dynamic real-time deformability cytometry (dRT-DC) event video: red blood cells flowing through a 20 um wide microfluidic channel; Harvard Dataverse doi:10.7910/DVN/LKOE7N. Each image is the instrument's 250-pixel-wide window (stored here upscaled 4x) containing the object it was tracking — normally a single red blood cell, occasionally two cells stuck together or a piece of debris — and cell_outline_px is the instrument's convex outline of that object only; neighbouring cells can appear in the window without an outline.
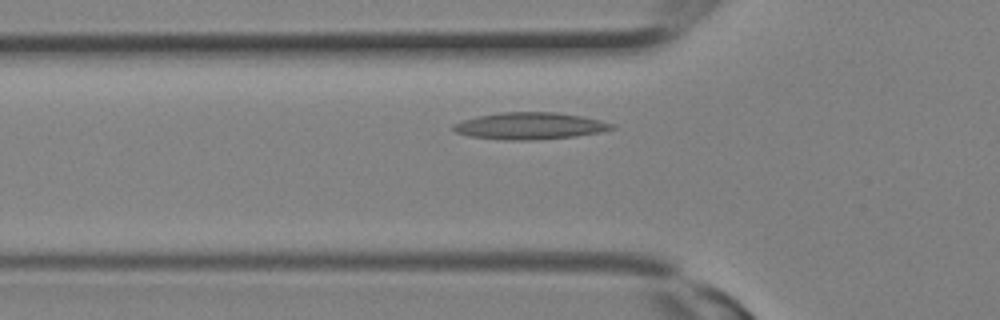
{"species": "Egyptian fruit bat (a non-hibernating species)", "species_latin": "Rousettus aegyptiacus", "temperature_condition": "room temperature", "stored_images_in_passage": 12, "camera_frame_rate_fps": 3000, "um_per_image_px": 0.085, "animal": {"sex": "female"}, "frame": {"image": 1, "passage_image": 6, "time_ms": 1.667, "image_size_px": [1000, 320], "cell_outline_px": [[616, 128], [600, 132], [576, 136], [532, 140], [508, 140], [468, 136], [456, 132], [452, 128], [452, 124], [464, 120], [480, 116], [504, 112], [556, 112], [580, 116], [600, 120], [612, 124]], "centroid_in_image_um": [45.04, 10.71], "position_along_channel_um": 80.8, "area_um2": 24.57}}
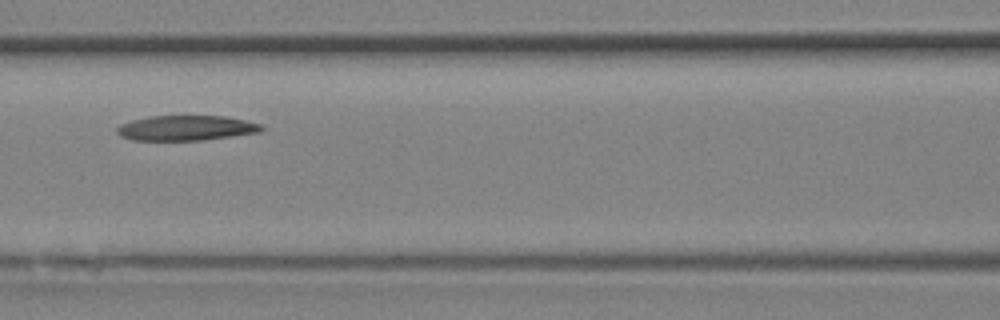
{"frame": {"image": 2, "passage_image": 9, "time_ms": 2.667, "image_size_px": [1000, 320], "cell_outline_px": [[264, 128], [260, 132], [200, 140], [132, 140], [120, 136], [116, 132], [116, 128], [120, 124], [132, 120], [148, 116], [224, 116], [244, 120], [260, 124]], "centroid_in_image_um": [15.76, 10.88], "position_along_channel_um": 150.8, "area_um2": 20.98}}
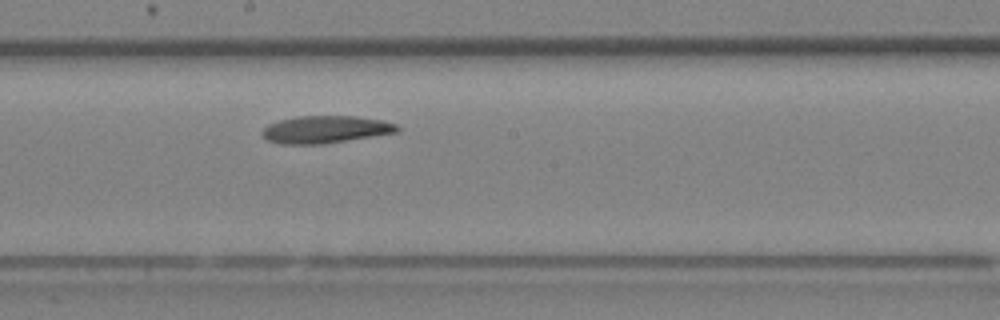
{"frame": {"image": 3, "passage_image": 12, "time_ms": 3.667, "image_size_px": [1000, 320], "cell_outline_px": [[400, 132], [324, 144], [280, 144], [268, 140], [264, 136], [264, 128], [268, 124], [280, 120], [296, 116], [356, 116], [380, 120], [396, 124], [400, 128]], "centroid_in_image_um": [27.7, 11.01], "position_along_channel_um": 220.5, "area_um2": 21.5}}